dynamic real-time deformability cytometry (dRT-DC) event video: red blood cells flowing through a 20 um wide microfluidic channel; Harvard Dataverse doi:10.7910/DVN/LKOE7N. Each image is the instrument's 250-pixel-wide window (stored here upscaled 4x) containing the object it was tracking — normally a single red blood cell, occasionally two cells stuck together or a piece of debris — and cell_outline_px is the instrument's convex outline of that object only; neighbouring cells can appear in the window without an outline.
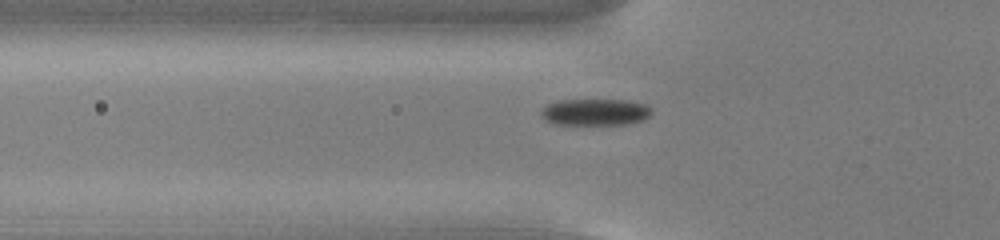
{"species": "common noctule bat (a hibernating species)", "species_latin": "Nyctalus noctula", "temperature_condition": "cold", "stored_images_in_passage": 44, "camera_frame_rate_fps": 3000, "um_per_image_px": 0.085, "animal": {"sex": "male", "body_mass_g": 13.0, "forearm_length_mm": 53.1}, "frame": {"image": 1, "passage_image": 8, "time_ms": 2.333, "image_size_px": [1000, 240], "cell_outline_px": [[652, 112], [644, 120], [624, 124], [552, 124], [540, 116], [540, 112], [548, 104], [560, 100], [624, 100], [644, 104], [652, 108]], "centroid_in_image_um": [50.58, 9.53], "position_along_channel_um": 75.2, "area_um2": 17.05}}
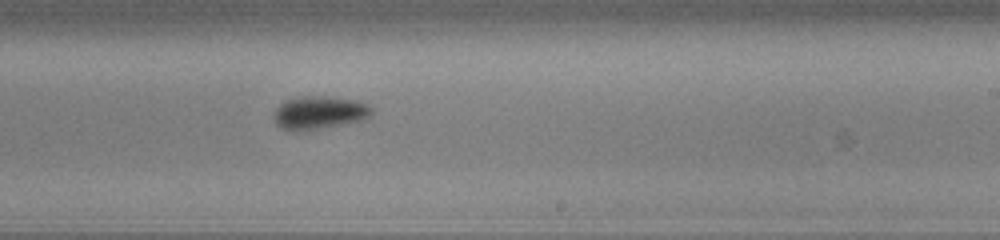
{"frame": {"image": 2, "passage_image": 23, "time_ms": 7.333, "image_size_px": [1000, 240], "cell_outline_px": [[372, 112], [368, 116], [360, 120], [340, 124], [292, 132], [280, 128], [276, 124], [272, 116], [276, 108], [284, 100], [300, 96], [324, 96], [352, 100], [368, 104], [372, 108]], "centroid_in_image_um": [27.04, 9.56], "position_along_channel_um": 262.0, "area_um2": 18.61}}
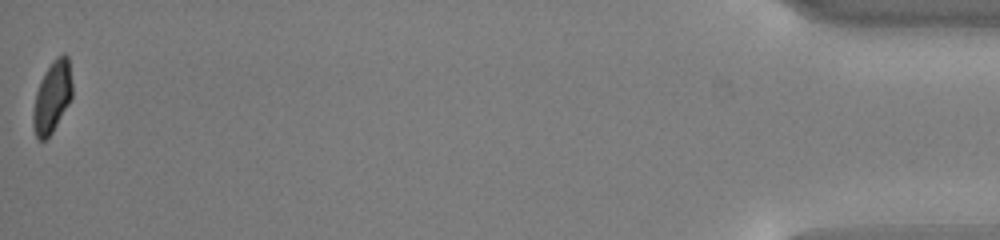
{"frame": {"image": 3, "passage_image": 44, "time_ms": 14.333, "image_size_px": [1000, 240], "cell_outline_px": [[72, 96], [68, 104], [52, 132], [44, 140], [40, 140], [36, 136], [32, 124], [32, 112], [36, 92], [40, 80], [44, 72], [52, 60], [56, 56], [64, 52], [68, 56], [72, 84]], "centroid_in_image_um": [4.42, 8.19], "position_along_channel_um": 430.8, "area_um2": 16.36}, "authors_computed_cell_mechanics": {"area_um2": 17.629, "velocity_mm_per_s": 3.7316, "shape_relaxation_time_tau1_ms": 2.1445, "shape_relaxation_time_tau2_ms": 8.3568, "deformation_change_tau1": 0.1128, "deformation_change_tau2": 0.1317}}